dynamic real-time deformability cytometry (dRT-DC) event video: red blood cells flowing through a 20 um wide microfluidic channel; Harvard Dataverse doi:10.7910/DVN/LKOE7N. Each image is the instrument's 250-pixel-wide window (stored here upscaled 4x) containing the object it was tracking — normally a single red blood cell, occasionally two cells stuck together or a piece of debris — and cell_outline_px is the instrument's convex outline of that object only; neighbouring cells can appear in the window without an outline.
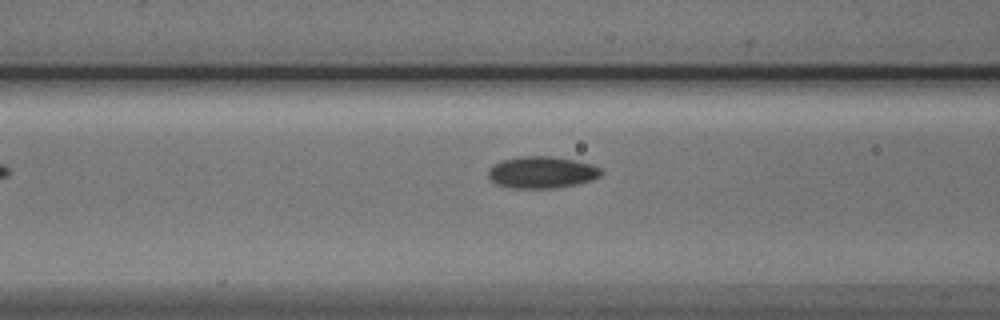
{"species": "Egyptian fruit bat (a non-hibernating species)", "species_latin": "Rousettus aegyptiacus", "temperature_condition": "cold", "stored_images_in_passage": 5, "segment_of_instrument_passage": [2, 2], "camera_frame_rate_fps": 3000, "um_per_image_px": 0.085, "animal": {"sex": "male"}, "frame": {"image": 1, "passage_image": 5, "time_ms": 4.667, "image_size_px": [1000, 320], "cell_outline_px": [[604, 172], [600, 176], [592, 180], [576, 184], [552, 188], [512, 188], [496, 184], [488, 176], [488, 168], [492, 164], [500, 160], [520, 156], [552, 156], [592, 164], [600, 168]], "centroid_in_image_um": [46.03, 14.64], "position_along_channel_um": 120.6, "area_um2": 21.04}}